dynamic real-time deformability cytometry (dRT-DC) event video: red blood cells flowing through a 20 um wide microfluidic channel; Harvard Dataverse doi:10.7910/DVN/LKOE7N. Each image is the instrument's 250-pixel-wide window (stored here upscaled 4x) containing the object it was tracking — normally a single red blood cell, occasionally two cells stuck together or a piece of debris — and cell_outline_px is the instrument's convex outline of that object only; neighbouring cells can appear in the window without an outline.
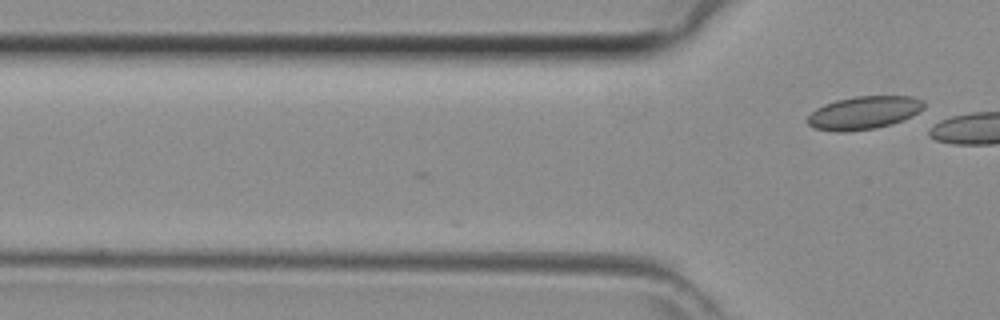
{"species": "common noctule bat (a hibernating species)", "species_latin": "Nyctalus noctula", "temperature_condition": "room temperature", "stored_images_in_passage": 9, "camera_frame_rate_fps": 3000, "um_per_image_px": 0.085, "animal": {"sex": "female", "body_mass_g": 29.2, "forearm_length_mm": 56.3}, "frame": {"image": 1, "passage_image": 9, "time_ms": 2.667, "image_size_px": [1000, 320], "cell_outline_px": [[924, 108], [912, 116], [892, 124], [876, 128], [844, 132], [836, 132], [816, 128], [808, 124], [808, 116], [816, 108], [824, 104], [836, 100], [852, 96], [912, 96], [924, 100]], "centroid_in_image_um": [73.44, 9.57], "position_along_channel_um": 52.4, "area_um2": 22.48}}